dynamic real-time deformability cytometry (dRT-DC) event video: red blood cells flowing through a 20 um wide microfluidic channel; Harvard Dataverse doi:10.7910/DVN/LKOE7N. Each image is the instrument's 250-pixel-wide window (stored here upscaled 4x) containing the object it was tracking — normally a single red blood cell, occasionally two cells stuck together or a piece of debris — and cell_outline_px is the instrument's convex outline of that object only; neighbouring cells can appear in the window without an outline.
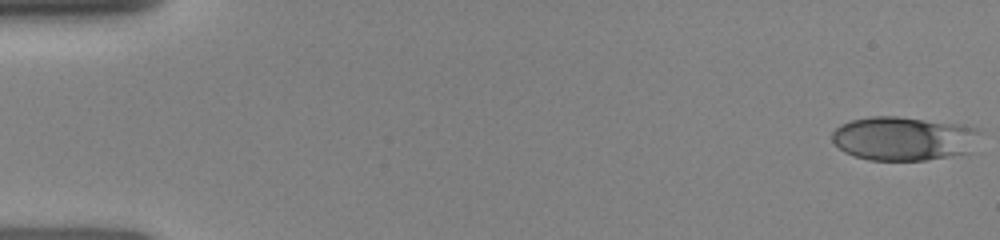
{"species": "human", "species_latin": "Homo sapiens", "temperature_condition": "room temperature", "stored_images_in_passage": 24, "camera_frame_rate_fps": 3000, "um_per_image_px": 0.085, "donor": {"sex": "female"}, "frame": {"image": 1, "passage_image": 1, "time_ms": 0.0, "image_size_px": [1000, 240], "cell_outline_px": [[980, 132], [972, 152], [924, 160], [868, 160], [844, 152], [832, 140], [832, 132], [840, 124], [852, 120], [872, 116], [896, 116], [960, 124], [980, 128]], "centroid_in_image_um": [76.83, 11.77], "position_along_channel_um": 8.2, "area_um2": 37.92}}
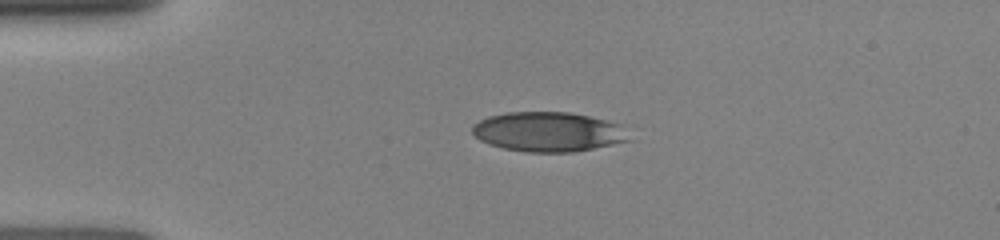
{"frame": {"image": 2, "passage_image": 15, "time_ms": 3.333, "image_size_px": [1000, 240], "cell_outline_px": [[632, 140], [576, 152], [524, 152], [504, 148], [488, 144], [480, 140], [472, 132], [472, 124], [488, 116], [508, 112], [568, 112], [588, 116], [620, 124]], "centroid_in_image_um": [46.59, 11.21], "position_along_channel_um": 38.4, "area_um2": 36.24}}
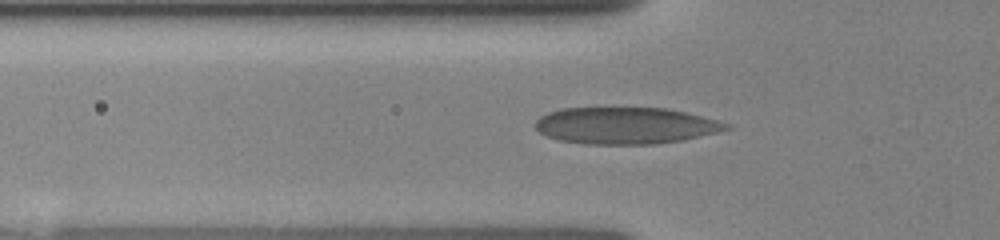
{"frame": {"image": 3, "passage_image": 21, "time_ms": 5.0, "image_size_px": [1000, 240], "cell_outline_px": [[732, 128], [684, 140], [656, 144], [584, 144], [560, 140], [548, 136], [540, 132], [532, 124], [540, 116], [548, 112], [560, 108], [664, 108], [684, 112], [716, 120], [728, 124]], "centroid_in_image_um": [53.12, 10.68], "position_along_channel_um": 72.7, "area_um2": 40.69}}